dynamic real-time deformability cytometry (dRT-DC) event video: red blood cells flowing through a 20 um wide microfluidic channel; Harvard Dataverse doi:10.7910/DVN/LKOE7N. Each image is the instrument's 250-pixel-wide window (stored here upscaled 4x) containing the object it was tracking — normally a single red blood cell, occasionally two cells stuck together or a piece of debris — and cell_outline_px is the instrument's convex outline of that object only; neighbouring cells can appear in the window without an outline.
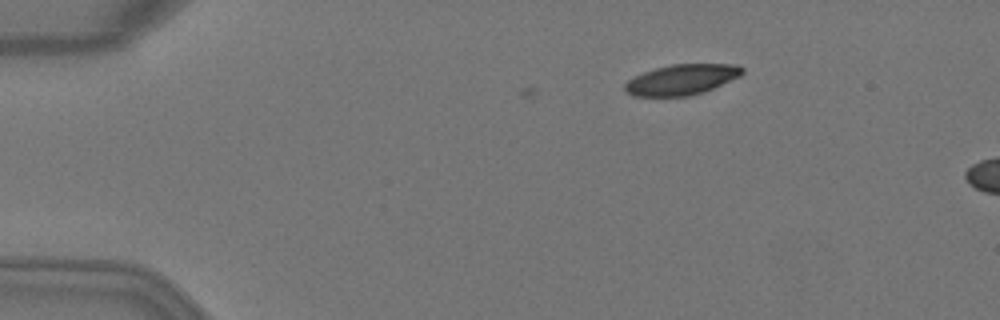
{"species": "Egyptian fruit bat (a non-hibernating species)", "species_latin": "Rousettus aegyptiacus", "temperature_condition": "warm", "stored_images_in_passage": 9, "camera_frame_rate_fps": 3000, "um_per_image_px": 0.085, "animal": {"sex": "female"}, "frame": {"image": 1, "passage_image": 9, "time_ms": 2.667, "image_size_px": [1000, 320], "cell_outline_px": [[744, 72], [740, 76], [704, 92], [688, 96], [632, 96], [624, 92], [624, 84], [628, 80], [644, 72], [656, 68], [672, 64], [740, 64], [744, 68]], "centroid_in_image_um": [57.95, 6.77], "position_along_channel_um": 27.1, "area_um2": 20.92}}